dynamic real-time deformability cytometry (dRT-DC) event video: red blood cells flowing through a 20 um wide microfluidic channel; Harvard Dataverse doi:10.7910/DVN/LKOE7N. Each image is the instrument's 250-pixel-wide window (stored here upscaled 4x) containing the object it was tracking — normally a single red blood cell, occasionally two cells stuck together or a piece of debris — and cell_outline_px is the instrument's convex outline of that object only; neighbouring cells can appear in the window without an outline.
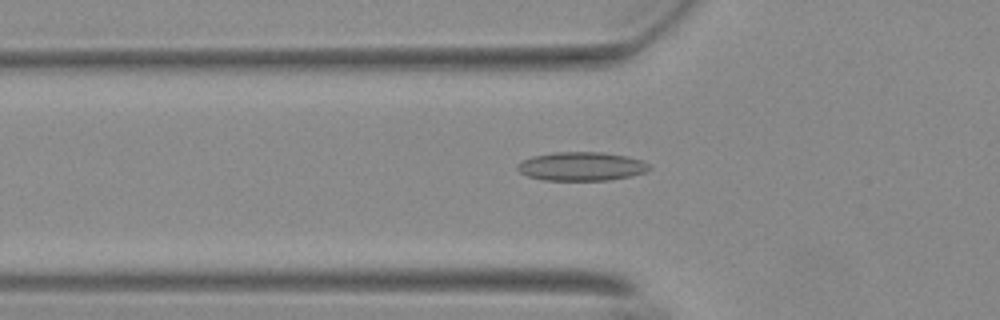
{"species": "Egyptian fruit bat (a non-hibernating species)", "species_latin": "Rousettus aegyptiacus", "temperature_condition": "warm", "stored_images_in_passage": 34, "camera_frame_rate_fps": 3000, "um_per_image_px": 0.085, "animal": {"sex": "female"}, "frame": {"image": 1, "passage_image": 3, "time_ms": 0.667, "image_size_px": [1000, 320], "cell_outline_px": [[652, 168], [644, 172], [632, 176], [608, 180], [544, 180], [528, 176], [520, 172], [516, 168], [516, 164], [532, 156], [552, 152], [600, 152], [628, 156], [640, 160], [648, 164]], "centroid_in_image_um": [49.41, 14.14], "position_along_channel_um": 76.4, "area_um2": 22.08}}
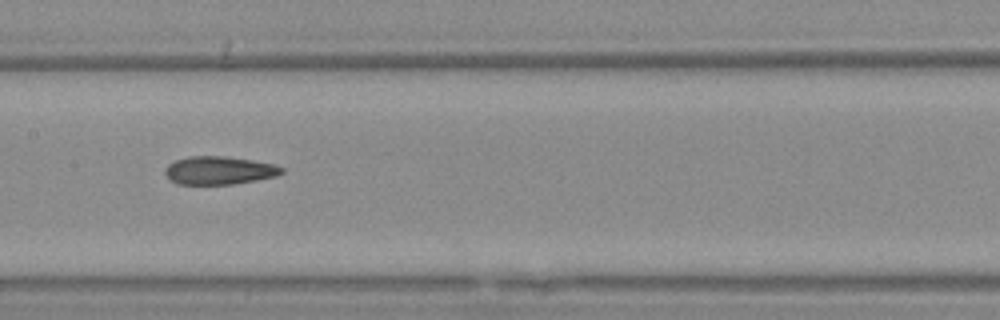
{"frame": {"image": 2, "passage_image": 12, "time_ms": 3.667, "image_size_px": [1000, 320], "cell_outline_px": [[284, 172], [276, 176], [256, 180], [232, 184], [176, 184], [164, 172], [164, 168], [168, 164], [176, 160], [188, 156], [224, 156], [252, 160], [276, 164], [284, 168]], "centroid_in_image_um": [18.64, 14.48], "position_along_channel_um": 188.8, "area_um2": 19.13}}
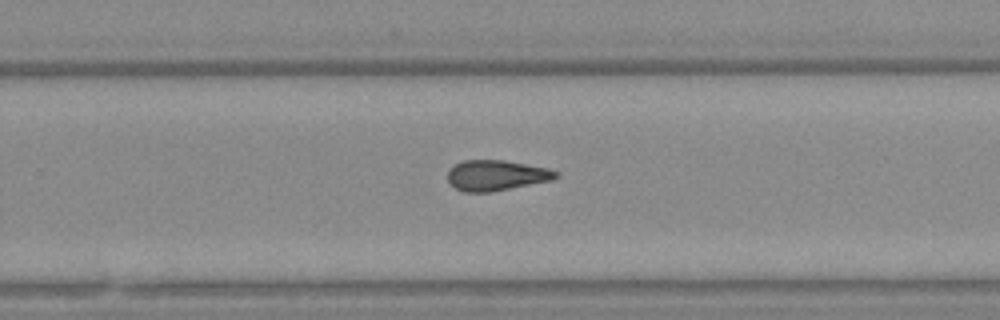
{"frame": {"image": 3, "passage_image": 20, "time_ms": 6.333, "image_size_px": [1000, 320], "cell_outline_px": [[560, 176], [552, 180], [488, 192], [464, 192], [448, 184], [448, 168], [460, 160], [504, 160], [548, 168], [560, 172]], "centroid_in_image_um": [42.16, 14.89], "position_along_channel_um": 287.6, "area_um2": 19.36}}